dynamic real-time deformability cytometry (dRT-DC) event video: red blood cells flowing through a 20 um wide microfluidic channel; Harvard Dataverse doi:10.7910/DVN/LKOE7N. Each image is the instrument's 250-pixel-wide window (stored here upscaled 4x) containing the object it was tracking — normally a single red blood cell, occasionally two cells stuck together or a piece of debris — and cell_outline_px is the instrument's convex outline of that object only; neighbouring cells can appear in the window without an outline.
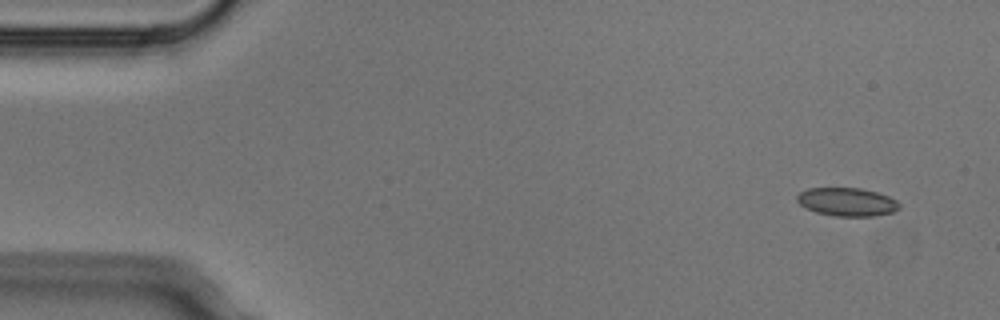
{"species": "Egyptian fruit bat (a non-hibernating species)", "species_latin": "Rousettus aegyptiacus", "temperature_condition": "cold", "stored_images_in_passage": 4, "camera_frame_rate_fps": 3000, "um_per_image_px": 0.085, "animal": {"sex": "male"}, "frame": {"image": 1, "passage_image": 1, "time_ms": 0.0, "image_size_px": [1000, 320], "cell_outline_px": [[900, 208], [892, 212], [872, 216], [836, 216], [816, 212], [800, 204], [796, 200], [796, 196], [800, 192], [808, 188], [860, 188], [876, 192], [888, 196], [896, 200], [900, 204]], "centroid_in_image_um": [71.99, 17.16], "position_along_channel_um": 13.0, "area_um2": 16.76}}
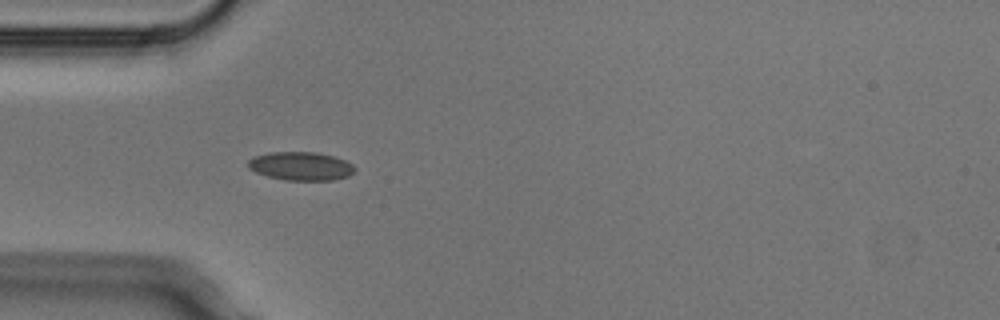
{"frame": {"image": 2, "passage_image": 4, "time_ms": 1.0, "image_size_px": [1000, 320], "cell_outline_px": [[356, 168], [348, 176], [332, 180], [284, 180], [268, 176], [256, 172], [248, 168], [248, 160], [252, 156], [268, 152], [316, 152], [332, 156], [344, 160], [352, 164]], "centroid_in_image_um": [25.53, 14.11], "position_along_channel_um": 59.5, "area_um2": 17.69}}